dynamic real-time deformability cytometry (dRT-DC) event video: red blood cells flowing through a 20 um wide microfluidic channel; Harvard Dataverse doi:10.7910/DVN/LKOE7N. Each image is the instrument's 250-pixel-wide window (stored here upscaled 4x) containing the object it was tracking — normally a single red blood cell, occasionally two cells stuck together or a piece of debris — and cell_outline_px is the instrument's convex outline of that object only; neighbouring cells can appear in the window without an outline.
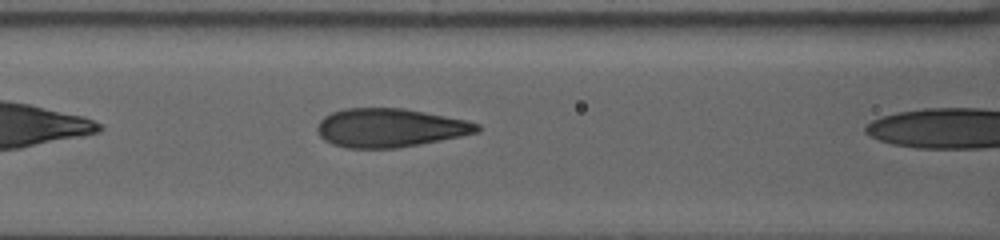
{"species": "human", "species_latin": "Homo sapiens", "temperature_condition": "warm", "stored_images_in_passage": 11, "camera_frame_rate_fps": 3000, "um_per_image_px": 0.085, "donor": {"sex": "female"}, "frame": {"image": 1, "passage_image": 10, "time_ms": 3.0, "image_size_px": [1000, 240], "cell_outline_px": [[480, 132], [420, 144], [396, 148], [348, 148], [332, 144], [324, 140], [320, 136], [316, 128], [320, 120], [324, 116], [332, 112], [344, 108], [404, 108], [468, 120], [480, 124]], "centroid_in_image_um": [33.14, 10.86], "position_along_channel_um": 133.5, "area_um2": 36.13}}